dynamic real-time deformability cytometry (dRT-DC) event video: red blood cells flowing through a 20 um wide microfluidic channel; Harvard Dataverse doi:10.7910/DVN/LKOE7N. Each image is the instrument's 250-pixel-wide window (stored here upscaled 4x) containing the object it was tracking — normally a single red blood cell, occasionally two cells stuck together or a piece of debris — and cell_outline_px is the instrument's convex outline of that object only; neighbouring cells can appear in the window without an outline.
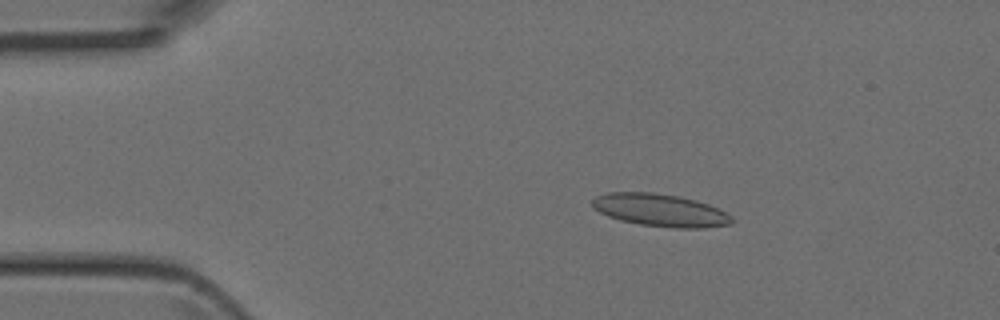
{"species": "Egyptian fruit bat (a non-hibernating species)", "species_latin": "Rousettus aegyptiacus", "temperature_condition": "room temperature", "stored_images_in_passage": 45, "camera_frame_rate_fps": 3000, "um_per_image_px": 0.085, "animal": {"sex": "female"}, "frame": {"image": 1, "passage_image": 6, "time_ms": 1.667, "image_size_px": [1000, 320], "cell_outline_px": [[732, 224], [704, 228], [672, 228], [640, 224], [620, 220], [608, 216], [592, 208], [592, 200], [596, 196], [608, 192], [652, 192], [676, 196], [708, 204], [732, 216]], "centroid_in_image_um": [56.08, 17.87], "position_along_channel_um": 28.9, "area_um2": 26.3}}
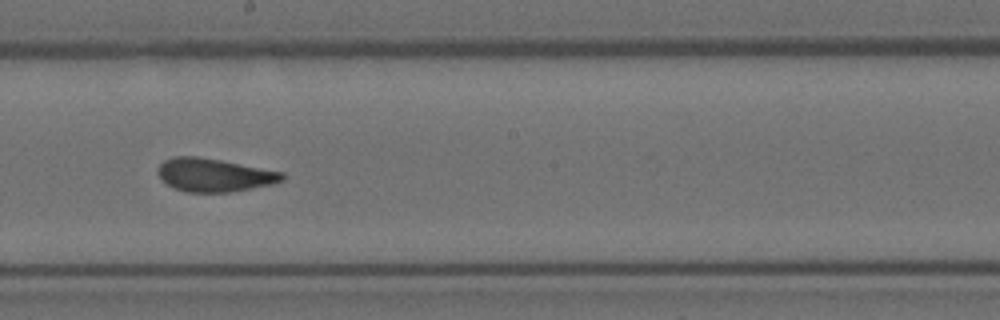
{"frame": {"image": 2, "passage_image": 24, "time_ms": 7.667, "image_size_px": [1000, 320], "cell_outline_px": [[284, 180], [272, 184], [228, 192], [184, 192], [160, 180], [156, 172], [156, 168], [164, 160], [172, 156], [196, 156], [220, 160], [284, 172]], "centroid_in_image_um": [18.15, 14.87], "position_along_channel_um": 230.0, "area_um2": 24.1}}
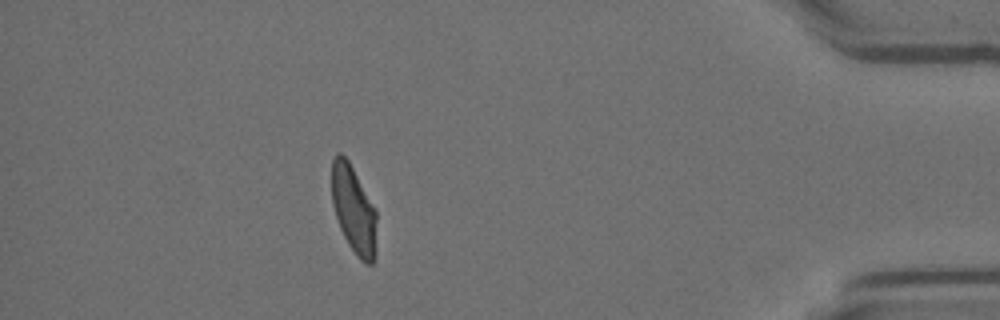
{"frame": {"image": 3, "passage_image": 40, "time_ms": 13.0, "image_size_px": [1000, 320], "cell_outline_px": [[376, 220], [372, 264], [364, 264], [356, 256], [348, 244], [340, 228], [332, 204], [332, 160], [336, 152], [340, 152], [348, 160], [376, 212]], "centroid_in_image_um": [30.02, 17.8], "position_along_channel_um": 405.2, "area_um2": 22.31}}